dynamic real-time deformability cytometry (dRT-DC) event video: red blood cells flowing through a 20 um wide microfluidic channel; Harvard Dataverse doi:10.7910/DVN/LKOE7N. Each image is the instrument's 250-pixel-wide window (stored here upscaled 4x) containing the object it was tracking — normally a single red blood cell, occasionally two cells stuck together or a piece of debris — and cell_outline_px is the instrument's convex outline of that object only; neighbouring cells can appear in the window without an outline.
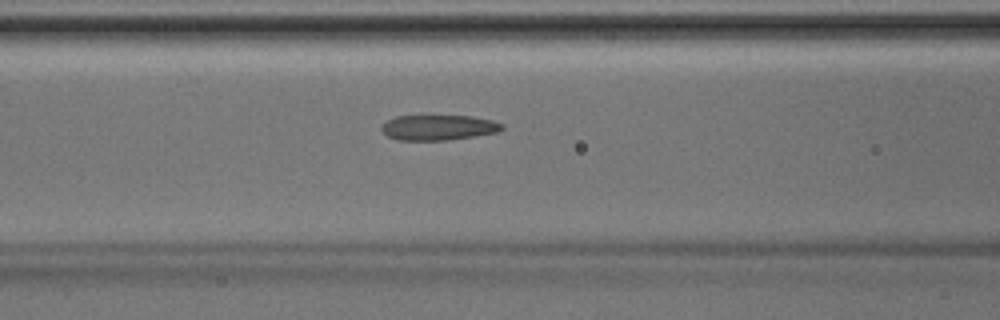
{"species": "Egyptian fruit bat (a non-hibernating species)", "species_latin": "Rousettus aegyptiacus", "temperature_condition": "room temperature", "stored_images_in_passage": 45, "camera_frame_rate_fps": 3000, "um_per_image_px": 0.085, "animal": {"sex": "male"}, "frame": {"image": 1, "passage_image": 19, "time_ms": 6.0, "image_size_px": [1000, 320], "cell_outline_px": [[504, 128], [500, 132], [476, 136], [448, 140], [396, 140], [388, 136], [380, 128], [388, 120], [396, 116], [472, 116], [492, 120], [504, 124]], "centroid_in_image_um": [37.32, 10.84], "position_along_channel_um": 129.3, "area_um2": 17.8}}
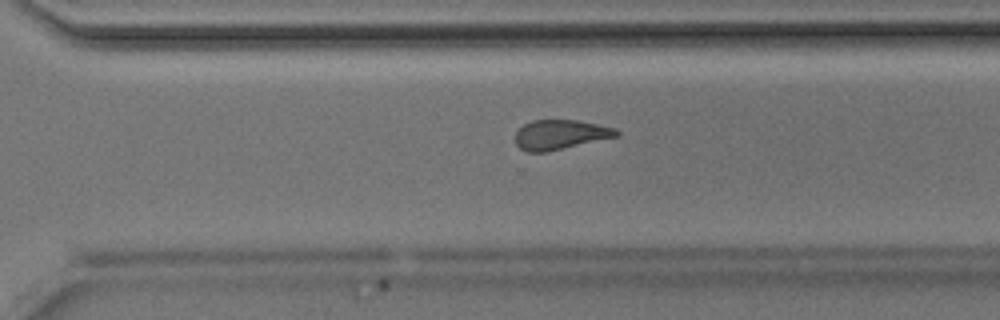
{"frame": {"image": 2, "passage_image": 32, "time_ms": 10.333, "image_size_px": [1000, 320], "cell_outline_px": [[620, 136], [548, 152], [528, 152], [520, 148], [516, 144], [512, 136], [524, 124], [532, 120], [580, 120], [616, 128], [620, 132]], "centroid_in_image_um": [47.63, 11.45], "position_along_channel_um": 323.0, "area_um2": 17.86}}
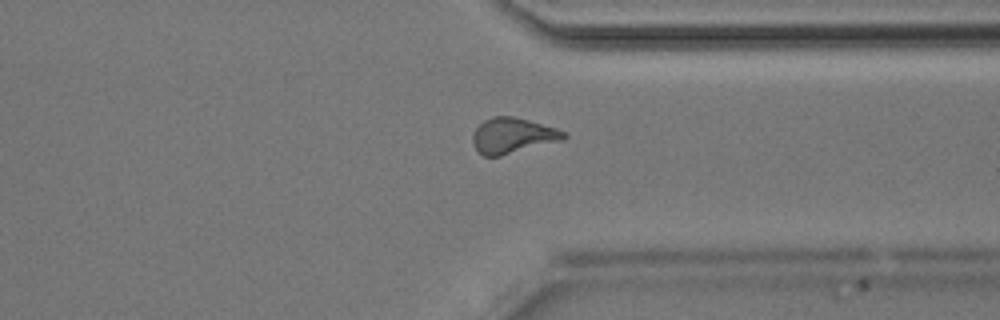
{"frame": {"image": 3, "passage_image": 35, "time_ms": 11.333, "image_size_px": [1000, 320], "cell_outline_px": [[568, 136], [564, 140], [500, 156], [484, 156], [472, 144], [472, 136], [476, 128], [484, 120], [492, 116], [512, 116], [528, 120], [556, 128], [564, 132]], "centroid_in_image_um": [43.58, 11.53], "position_along_channel_um": 367.8, "area_um2": 18.79}}